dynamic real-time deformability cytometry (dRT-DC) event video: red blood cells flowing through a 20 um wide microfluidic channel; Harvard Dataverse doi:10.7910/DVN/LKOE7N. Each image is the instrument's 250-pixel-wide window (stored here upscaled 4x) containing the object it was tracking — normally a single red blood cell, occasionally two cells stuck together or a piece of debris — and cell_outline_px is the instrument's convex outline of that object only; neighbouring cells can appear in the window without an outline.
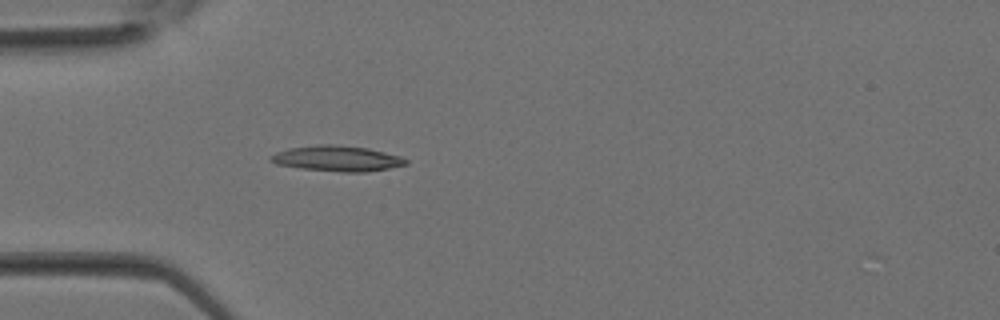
{"species": "Egyptian fruit bat (a non-hibernating species)", "species_latin": "Rousettus aegyptiacus", "temperature_condition": "room temperature", "stored_images_in_passage": 31, "camera_frame_rate_fps": 3000, "um_per_image_px": 0.085, "animal": {"sex": "female"}, "frame": {"image": 1, "passage_image": 7, "time_ms": 2.0, "image_size_px": [1000, 320], "cell_outline_px": [[408, 164], [368, 172], [340, 172], [300, 168], [276, 164], [268, 160], [276, 152], [288, 148], [316, 144], [332, 144], [368, 148], [400, 156], [408, 160]], "centroid_in_image_um": [28.64, 13.47], "position_along_channel_um": 56.4, "area_um2": 20.17}}
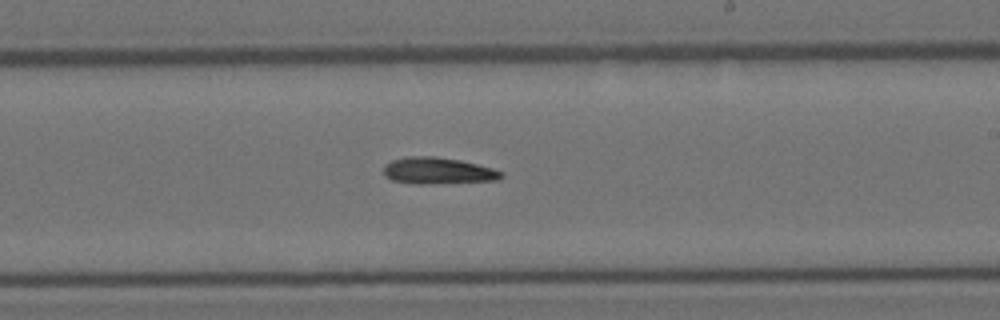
{"frame": {"image": 2, "passage_image": 17, "time_ms": 5.333, "image_size_px": [1000, 320], "cell_outline_px": [[504, 176], [500, 180], [424, 184], [416, 184], [392, 180], [384, 176], [384, 164], [392, 160], [408, 156], [436, 156], [460, 160], [492, 168], [504, 172]], "centroid_in_image_um": [37.22, 14.51], "position_along_channel_um": 251.8, "area_um2": 18.32}}
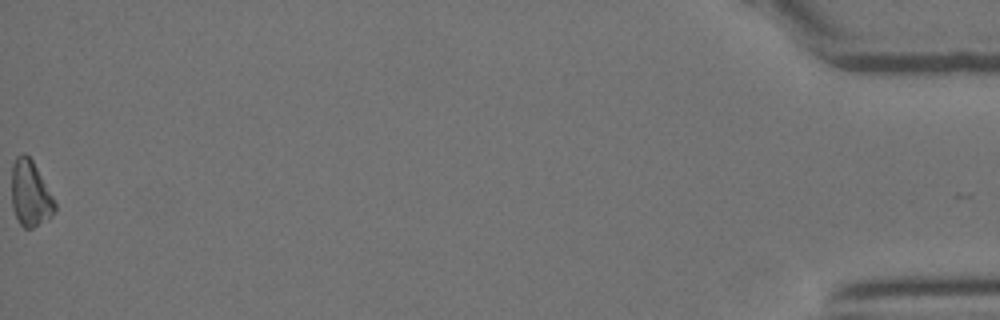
{"frame": {"image": 3, "passage_image": 31, "time_ms": 10.0, "image_size_px": [1000, 320], "cell_outline_px": [[56, 208], [52, 216], [48, 220], [32, 228], [24, 228], [20, 224], [12, 208], [12, 164], [16, 156], [24, 152], [32, 160], [52, 196], [56, 204]], "centroid_in_image_um": [2.56, 16.47], "position_along_channel_um": 432.6, "area_um2": 16.47}}